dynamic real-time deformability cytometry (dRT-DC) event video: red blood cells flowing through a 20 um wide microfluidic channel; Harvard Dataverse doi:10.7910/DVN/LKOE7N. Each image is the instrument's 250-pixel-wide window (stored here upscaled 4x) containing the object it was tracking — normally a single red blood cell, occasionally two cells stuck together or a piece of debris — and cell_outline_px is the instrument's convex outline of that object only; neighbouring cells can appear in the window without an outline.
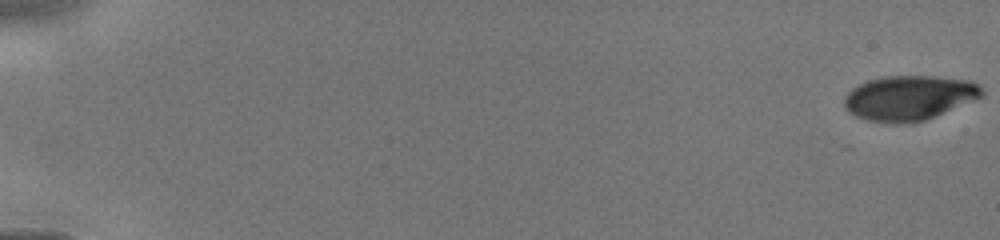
{"species": "human", "species_latin": "Homo sapiens", "temperature_condition": "cold", "stored_images_in_passage": 7, "camera_frame_rate_fps": 3000, "um_per_image_px": 0.085, "donor": {"sex": "male"}, "frame": {"image": 1, "passage_image": 1, "time_ms": 0.0, "image_size_px": [1000, 240], "cell_outline_px": [[984, 96], [976, 100], [924, 120], [912, 124], [892, 124], [868, 120], [856, 116], [848, 112], [844, 104], [844, 96], [852, 88], [868, 80], [884, 76], [932, 76], [972, 80], [980, 84], [984, 88]], "centroid_in_image_um": [77.32, 8.32], "position_along_channel_um": 7.7, "area_um2": 36.41}}
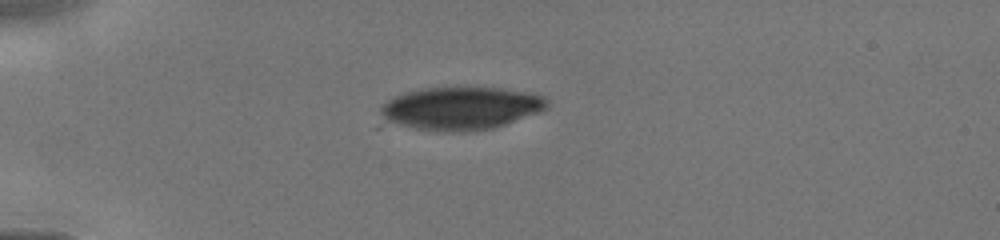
{"frame": {"image": 2, "passage_image": 5, "time_ms": 4.333, "image_size_px": [1000, 240], "cell_outline_px": [[548, 108], [540, 112], [492, 128], [468, 132], [444, 132], [376, 128], [380, 108], [388, 100], [396, 96], [408, 92], [424, 88], [500, 88], [524, 92], [544, 96], [548, 100]], "centroid_in_image_um": [38.93, 9.29], "position_along_channel_um": 46.1, "area_um2": 43.29}}
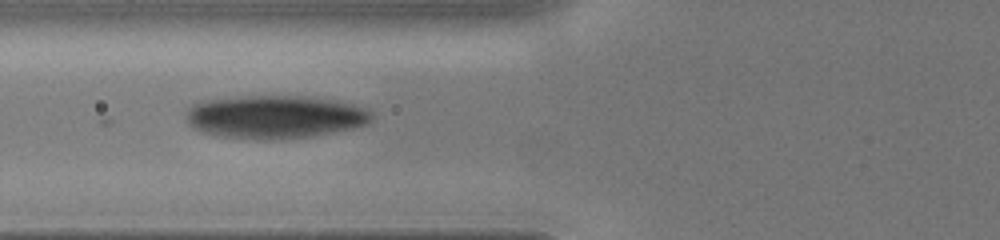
{"frame": {"image": 3, "passage_image": 7, "time_ms": 6.333, "image_size_px": [1000, 240], "cell_outline_px": [[372, 120], [368, 124], [352, 128], [312, 136], [268, 140], [260, 140], [220, 136], [204, 132], [192, 128], [188, 124], [184, 112], [192, 104], [200, 100], [240, 96], [308, 96], [336, 100], [368, 108], [372, 112]], "centroid_in_image_um": [23.34, 9.92], "position_along_channel_um": 102.5, "area_um2": 47.22}}